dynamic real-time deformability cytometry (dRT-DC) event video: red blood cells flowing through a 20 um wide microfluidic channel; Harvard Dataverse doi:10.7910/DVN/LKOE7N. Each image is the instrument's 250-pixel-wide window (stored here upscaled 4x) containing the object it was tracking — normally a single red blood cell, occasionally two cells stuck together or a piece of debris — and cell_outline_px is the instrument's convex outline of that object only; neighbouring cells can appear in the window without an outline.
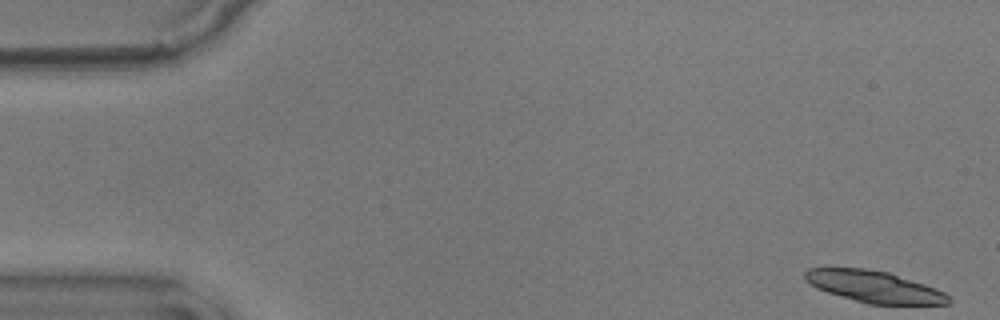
{"species": "common noctule bat (a hibernating species)", "species_latin": "Nyctalus noctula", "temperature_condition": "warm", "stored_images_in_passage": 21, "camera_frame_rate_fps": 3000, "um_per_image_px": 0.085, "animal": {"sex": "male", "body_mass_g": 17.9}, "frame": {"image": 1, "passage_image": 1, "time_ms": 0.0, "image_size_px": [1000, 320], "cell_outline_px": [[952, 300], [948, 304], [868, 304], [840, 296], [816, 288], [804, 276], [804, 272], [808, 268], [864, 268], [888, 272], [924, 284], [944, 292]], "centroid_in_image_um": [74.31, 24.37], "position_along_channel_um": 10.7, "area_um2": 26.13}}
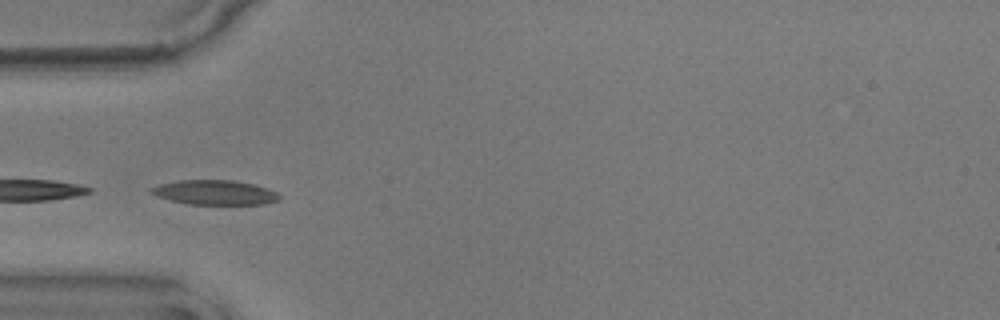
{"frame": {"image": 2, "passage_image": 17, "time_ms": 5.333, "image_size_px": [1000, 320], "cell_outline_px": [[280, 200], [264, 204], [188, 204], [168, 200], [156, 196], [148, 192], [152, 188], [160, 184], [180, 180], [232, 180], [252, 184], [268, 188], [276, 192], [280, 196]], "centroid_in_image_um": [18.25, 16.36], "position_along_channel_um": 66.8, "area_um2": 18.38}}